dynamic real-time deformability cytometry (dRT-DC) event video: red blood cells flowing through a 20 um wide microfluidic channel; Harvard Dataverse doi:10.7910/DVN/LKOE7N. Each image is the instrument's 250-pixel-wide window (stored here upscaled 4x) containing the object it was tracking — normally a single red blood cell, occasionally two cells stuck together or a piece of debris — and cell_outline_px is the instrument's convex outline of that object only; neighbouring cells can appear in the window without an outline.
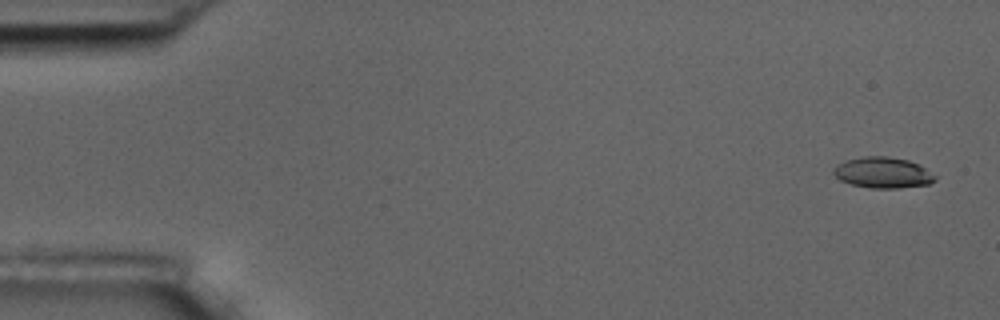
{"species": "common noctule bat (a hibernating species)", "species_latin": "Nyctalus noctula", "temperature_condition": "room temperature", "stored_images_in_passage": 4, "camera_frame_rate_fps": 3000, "um_per_image_px": 0.085, "animal": {"sex": "male", "body_mass_g": 17.5, "forearm_length_mm": 52.3}, "frame": {"image": 1, "passage_image": 1, "time_ms": 0.0, "image_size_px": [1000, 320], "cell_outline_px": [[936, 180], [928, 184], [900, 188], [868, 188], [852, 184], [840, 180], [832, 172], [832, 168], [836, 164], [844, 160], [864, 156], [888, 156], [908, 160], [920, 164], [936, 176]], "centroid_in_image_um": [75.02, 14.66], "position_along_channel_um": 10.0, "area_um2": 18.5}}
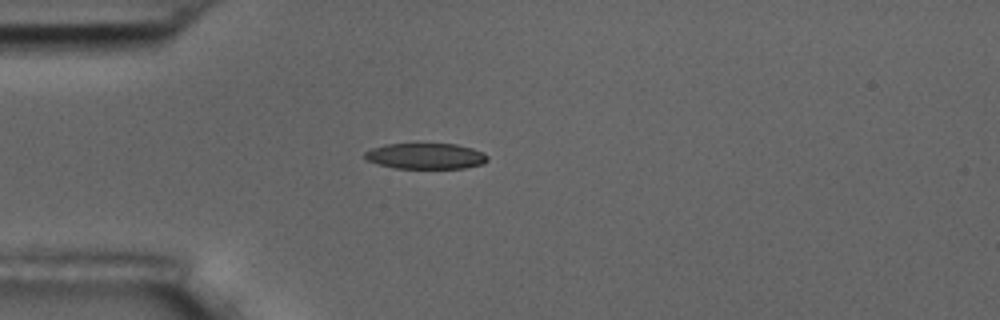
{"frame": {"image": 2, "passage_image": 4, "time_ms": 4.333, "image_size_px": [1000, 320], "cell_outline_px": [[488, 160], [484, 164], [464, 168], [396, 168], [380, 164], [368, 160], [364, 156], [364, 152], [372, 148], [384, 144], [456, 144], [472, 148], [484, 152], [488, 156]], "centroid_in_image_um": [36.23, 13.26], "position_along_channel_um": 48.8, "area_um2": 18.44}}